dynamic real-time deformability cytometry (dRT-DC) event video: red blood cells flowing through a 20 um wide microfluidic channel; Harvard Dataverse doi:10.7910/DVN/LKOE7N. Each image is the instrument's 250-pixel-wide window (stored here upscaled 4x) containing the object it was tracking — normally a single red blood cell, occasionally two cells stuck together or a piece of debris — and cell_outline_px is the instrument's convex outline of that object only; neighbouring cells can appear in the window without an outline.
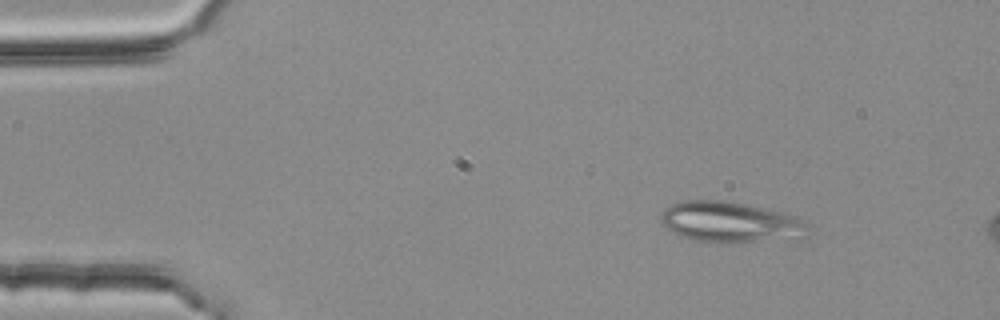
{"species": "common noctule bat (a hibernating species)", "species_latin": "Nyctalus noctula", "temperature_condition": "room temperature", "stored_images_in_passage": 2, "camera_frame_rate_fps": 3000, "um_per_image_px": 0.085, "animal": {"sex": "female", "body_mass_g": 25.1}, "frame": {"image": 1, "passage_image": 1, "time_ms": 0.0, "image_size_px": [1000, 320], "cell_outline_px": [[812, 228], [808, 236], [800, 240], [696, 240], [684, 236], [668, 228], [660, 220], [660, 216], [664, 208], [672, 204], [684, 200], [724, 200], [784, 212], [808, 220], [812, 224]], "centroid_in_image_um": [62.26, 18.85], "position_along_channel_um": 22.7, "area_um2": 34.68}}